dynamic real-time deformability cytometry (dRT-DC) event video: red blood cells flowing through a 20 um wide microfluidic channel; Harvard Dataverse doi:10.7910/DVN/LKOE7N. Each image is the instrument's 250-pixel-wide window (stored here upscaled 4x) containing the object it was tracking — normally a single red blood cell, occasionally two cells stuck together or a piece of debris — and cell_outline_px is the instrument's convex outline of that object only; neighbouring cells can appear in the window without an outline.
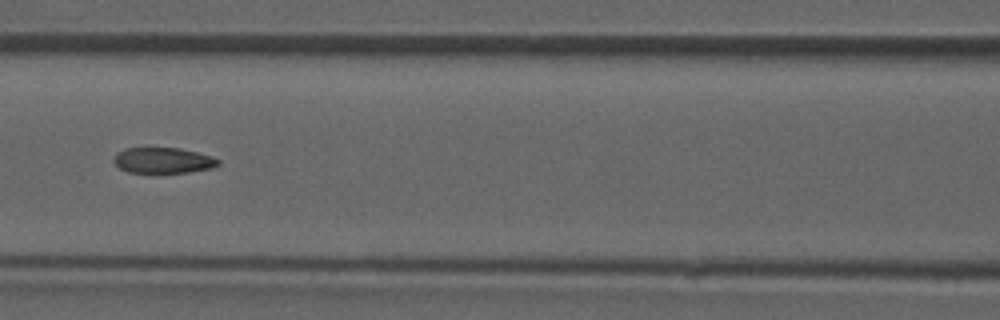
{"species": "common noctule bat (a hibernating species)", "species_latin": "Nyctalus noctula", "temperature_condition": "room temperature", "stored_images_in_passage": 7, "camera_frame_rate_fps": 3000, "um_per_image_px": 0.085, "animal": {"sex": "male", "forearm_length_mm": 52.5}, "frame": {"image": 1, "passage_image": 7, "time_ms": 6.667, "image_size_px": [1000, 320], "cell_outline_px": [[220, 164], [212, 168], [188, 172], [128, 172], [120, 168], [112, 160], [112, 156], [116, 152], [124, 148], [144, 144], [148, 144], [180, 148], [212, 156], [220, 160]], "centroid_in_image_um": [13.78, 13.56], "position_along_channel_um": 152.8, "area_um2": 16.53}}